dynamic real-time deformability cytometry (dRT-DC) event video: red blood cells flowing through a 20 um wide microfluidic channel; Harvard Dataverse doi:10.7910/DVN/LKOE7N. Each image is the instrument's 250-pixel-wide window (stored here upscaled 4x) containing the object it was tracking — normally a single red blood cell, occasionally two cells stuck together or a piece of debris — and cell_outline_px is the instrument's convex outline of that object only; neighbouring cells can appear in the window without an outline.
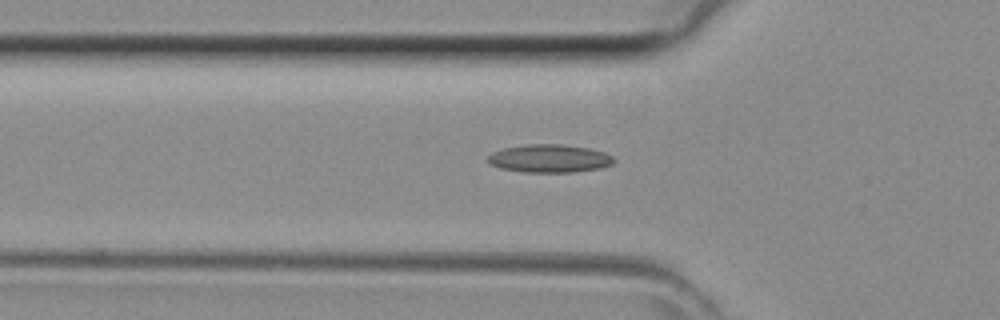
{"species": "common noctule bat (a hibernating species)", "species_latin": "Nyctalus noctula", "temperature_condition": "room temperature", "stored_images_in_passage": 36, "camera_frame_rate_fps": 3000, "um_per_image_px": 0.085, "animal": {"sex": "female", "body_mass_g": 29.2, "forearm_length_mm": 56.3}, "frame": {"image": 1, "passage_image": 10, "time_ms": 3.0, "image_size_px": [1000, 320], "cell_outline_px": [[616, 160], [612, 164], [600, 168], [572, 172], [524, 172], [500, 168], [492, 164], [488, 160], [488, 156], [492, 152], [504, 148], [524, 144], [560, 144], [588, 148], [604, 152], [612, 156]], "centroid_in_image_um": [46.71, 13.46], "position_along_channel_um": 79.1, "area_um2": 20.52}}
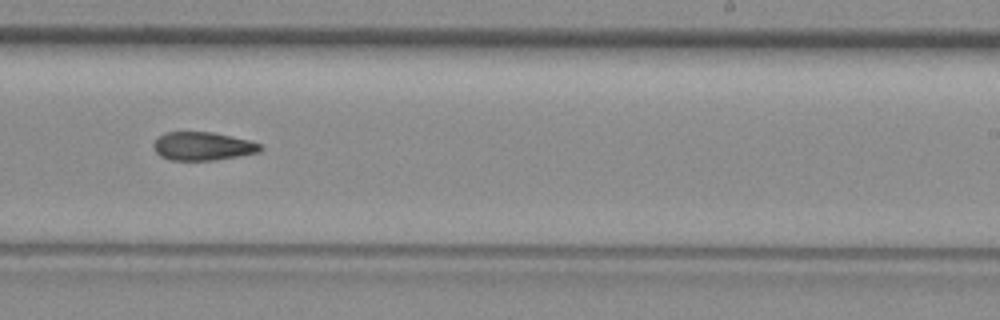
{"frame": {"image": 2, "passage_image": 22, "time_ms": 7.0, "image_size_px": [1000, 320], "cell_outline_px": [[264, 148], [260, 152], [216, 160], [172, 160], [160, 156], [156, 152], [152, 144], [164, 132], [212, 132], [248, 140], [260, 144]], "centroid_in_image_um": [17.23, 12.43], "position_along_channel_um": 271.8, "area_um2": 17.57}}
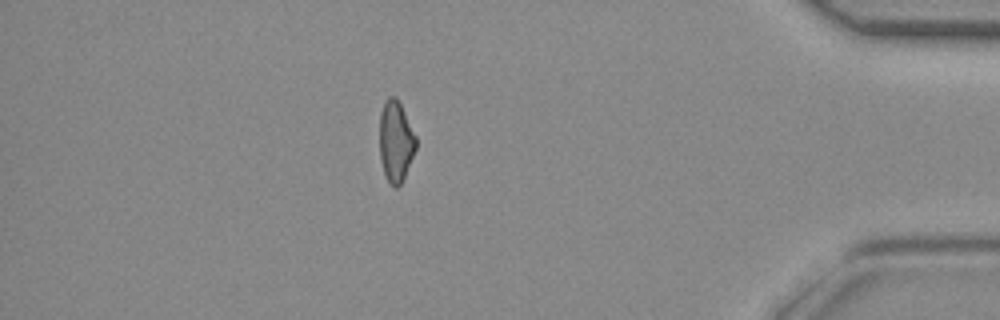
{"frame": {"image": 3, "passage_image": 33, "time_ms": 10.667, "image_size_px": [1000, 320], "cell_outline_px": [[416, 148], [404, 176], [400, 184], [396, 188], [388, 180], [384, 172], [380, 160], [380, 112], [384, 100], [388, 96], [396, 96], [416, 136]], "centroid_in_image_um": [33.62, 11.96], "position_along_channel_um": 401.6, "area_um2": 16.94}}